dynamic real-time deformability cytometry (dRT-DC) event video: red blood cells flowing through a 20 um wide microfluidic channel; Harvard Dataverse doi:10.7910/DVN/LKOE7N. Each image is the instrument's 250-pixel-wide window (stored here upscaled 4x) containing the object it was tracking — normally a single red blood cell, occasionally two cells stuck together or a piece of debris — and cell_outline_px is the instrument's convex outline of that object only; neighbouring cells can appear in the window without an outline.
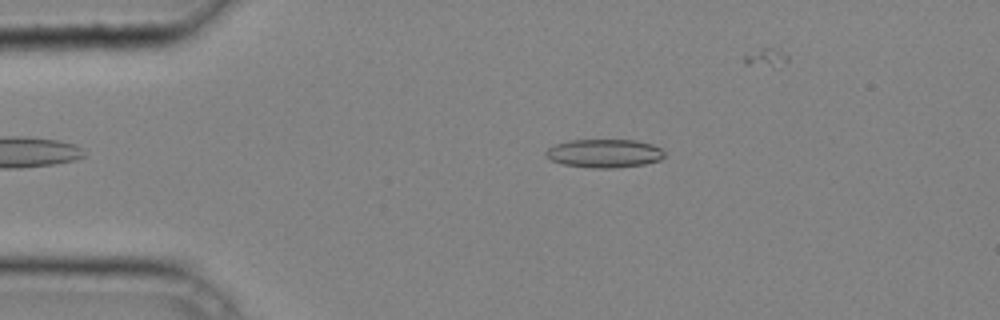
{"species": "common noctule bat (a hibernating species)", "species_latin": "Nyctalus noctula", "temperature_condition": "cold", "stored_images_in_passage": 33, "camera_frame_rate_fps": 3000, "um_per_image_px": 0.085, "animal": {"sex": "male", "body_mass_g": 20.4}, "frame": {"image": 1, "passage_image": 7, "time_ms": 2.0, "image_size_px": [1000, 320], "cell_outline_px": [[664, 156], [660, 160], [644, 164], [616, 168], [592, 168], [564, 164], [552, 160], [544, 152], [548, 148], [556, 144], [568, 140], [636, 140], [652, 144], [660, 148], [664, 152]], "centroid_in_image_um": [51.39, 13.03], "position_along_channel_um": 33.6, "area_um2": 19.59}}
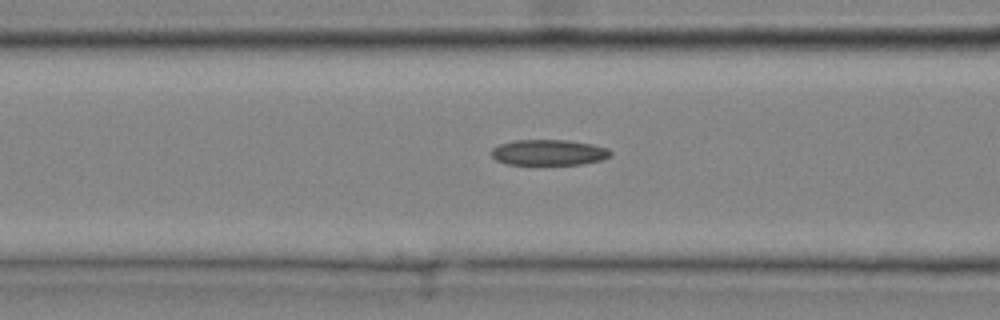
{"frame": {"image": 2, "passage_image": 15, "time_ms": 4.667, "image_size_px": [1000, 320], "cell_outline_px": [[612, 152], [608, 156], [600, 160], [580, 164], [508, 164], [496, 160], [492, 156], [492, 148], [500, 144], [512, 140], [568, 140], [592, 144], [608, 148]], "centroid_in_image_um": [46.62, 12.95], "position_along_channel_um": 120.0, "area_um2": 17.69}}
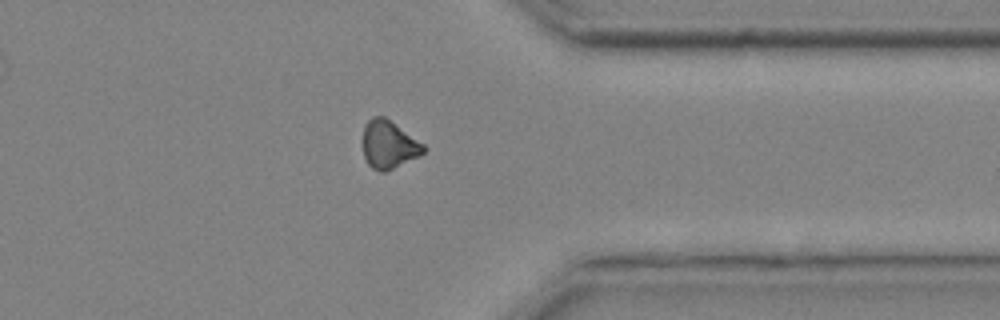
{"frame": {"image": 3, "passage_image": 32, "time_ms": 10.333, "image_size_px": [1000, 320], "cell_outline_px": [[428, 148], [420, 156], [384, 172], [380, 172], [372, 168], [368, 164], [364, 156], [360, 140], [364, 124], [372, 116], [384, 116], [424, 144]], "centroid_in_image_um": [33.0, 12.28], "position_along_channel_um": 378.4, "area_um2": 17.34}}